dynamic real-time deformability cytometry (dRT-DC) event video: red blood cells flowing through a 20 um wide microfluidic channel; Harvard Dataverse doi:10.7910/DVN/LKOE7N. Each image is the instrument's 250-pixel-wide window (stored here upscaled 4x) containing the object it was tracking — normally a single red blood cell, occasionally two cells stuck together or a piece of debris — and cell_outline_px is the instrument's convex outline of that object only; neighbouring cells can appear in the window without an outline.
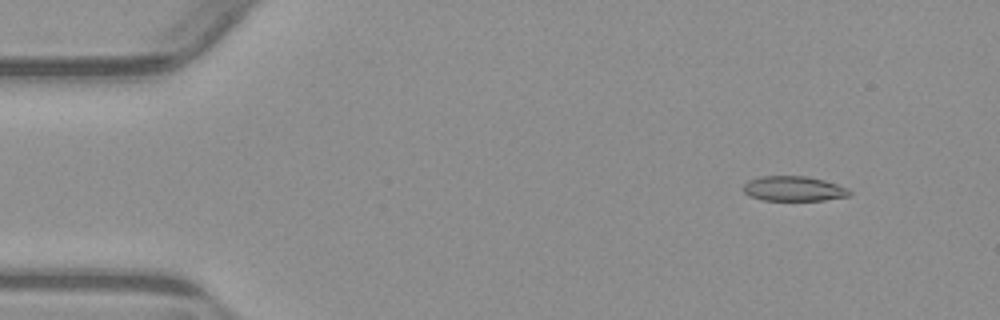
{"species": "common noctule bat (a hibernating species)", "species_latin": "Nyctalus noctula", "temperature_condition": "warm", "stored_images_in_passage": 54, "camera_frame_rate_fps": 3000, "um_per_image_px": 0.085, "animal": {"sex": "male", "body_mass_g": 23.1, "forearm_length_mm": 52.7}, "frame": {"image": 1, "passage_image": 6, "time_ms": 1.667, "image_size_px": [1000, 320], "cell_outline_px": [[852, 192], [848, 196], [824, 200], [760, 200], [744, 192], [744, 184], [748, 180], [764, 176], [804, 176], [824, 180], [848, 188]], "centroid_in_image_um": [67.47, 16.04], "position_along_channel_um": 17.5, "area_um2": 15.26}}
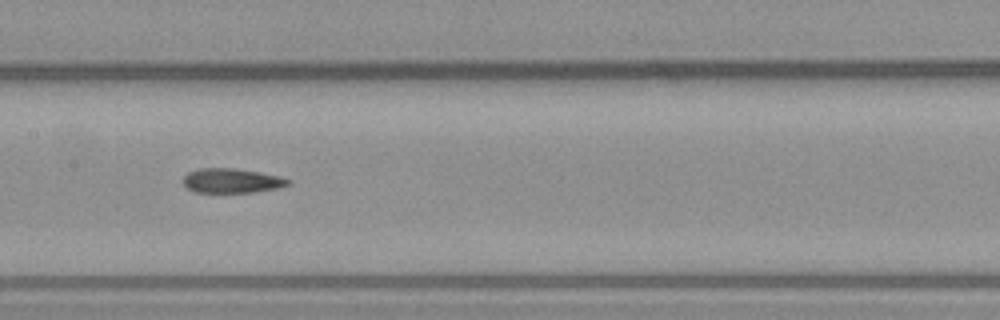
{"frame": {"image": 2, "passage_image": 27, "time_ms": 8.667, "image_size_px": [1000, 320], "cell_outline_px": [[292, 184], [276, 188], [252, 192], [192, 192], [184, 184], [184, 176], [188, 172], [200, 168], [232, 168], [260, 172], [280, 176], [292, 180]], "centroid_in_image_um": [19.72, 15.35], "position_along_channel_um": 187.7, "area_um2": 14.97}}
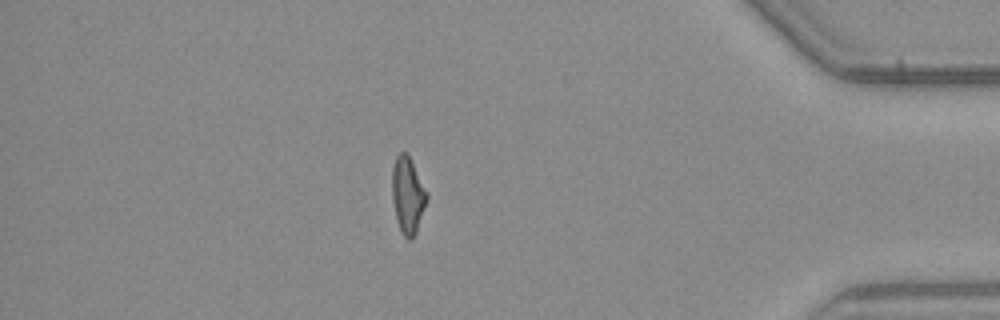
{"frame": {"image": 3, "passage_image": 47, "time_ms": 15.333, "image_size_px": [1000, 320], "cell_outline_px": [[428, 200], [416, 232], [412, 240], [408, 240], [400, 232], [396, 220], [392, 200], [392, 168], [396, 156], [400, 152], [408, 152], [428, 192]], "centroid_in_image_um": [34.66, 16.58], "position_along_channel_um": 400.5, "area_um2": 15.95}, "authors_computed_cell_mechanics": {"area_um2": 15.7216, "velocity_mm_per_s": 3.8387, "shape_relaxation_time_tau1_ms": 4.5773, "shape_relaxation_time_tau2_ms": 3.3525, "deformation_change_tau1": 0.1637, "deformation_change_tau2": 0.1315}}